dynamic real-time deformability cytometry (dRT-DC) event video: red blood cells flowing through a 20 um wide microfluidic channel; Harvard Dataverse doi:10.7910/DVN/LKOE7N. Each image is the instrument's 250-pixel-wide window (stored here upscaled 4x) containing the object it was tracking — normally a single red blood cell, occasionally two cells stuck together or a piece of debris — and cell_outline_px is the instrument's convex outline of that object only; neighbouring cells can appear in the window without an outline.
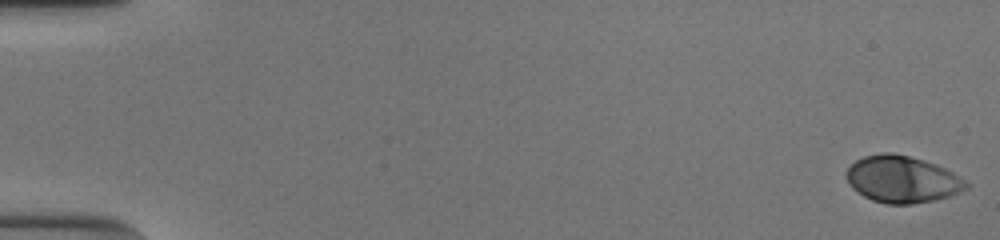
{"species": "human", "species_latin": "Homo sapiens", "temperature_condition": "cold", "stored_images_in_passage": 54, "camera_frame_rate_fps": 3000, "um_per_image_px": 0.085, "donor": {"sex": "male"}, "frame": {"image": 1, "passage_image": 1, "time_ms": 0.0, "image_size_px": [1000, 240], "cell_outline_px": [[968, 188], [960, 192], [936, 200], [912, 204], [888, 204], [872, 200], [864, 196], [852, 188], [844, 172], [856, 160], [864, 156], [884, 152], [892, 152], [924, 160], [936, 164], [952, 172], [964, 180], [968, 184]], "centroid_in_image_um": [76.67, 15.24], "position_along_channel_um": 8.3, "area_um2": 32.6}}
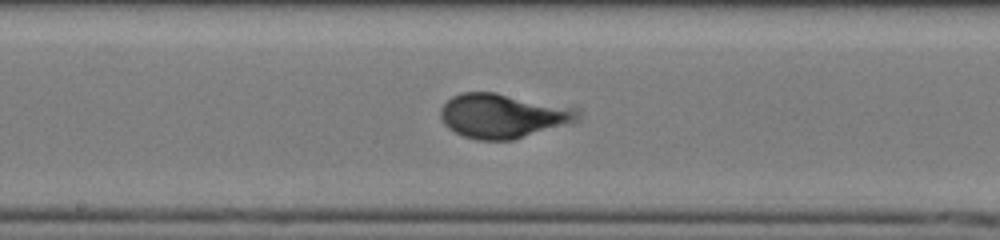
{"frame": {"image": 2, "passage_image": 30, "time_ms": 9.667, "image_size_px": [1000, 240], "cell_outline_px": [[576, 116], [572, 120], [512, 140], [476, 140], [464, 136], [448, 128], [444, 124], [440, 116], [440, 108], [452, 96], [464, 92], [496, 92], [576, 112]], "centroid_in_image_um": [42.44, 9.86], "position_along_channel_um": 205.8, "area_um2": 33.29}}
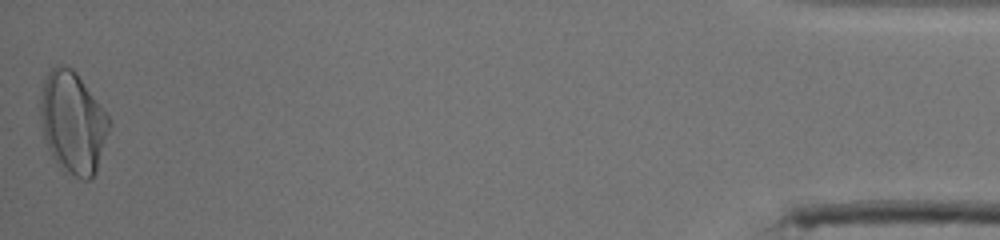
{"frame": {"image": 3, "passage_image": 54, "time_ms": 17.667, "image_size_px": [1000, 240], "cell_outline_px": [[112, 124], [96, 172], [88, 180], [84, 180], [64, 172], [56, 164], [48, 148], [44, 136], [40, 120], [40, 100], [44, 80], [48, 68], [56, 64], [64, 64], [72, 68], [76, 72], [112, 120]], "centroid_in_image_um": [6.19, 10.41], "position_along_channel_um": 429.0, "area_um2": 41.38}, "authors_computed_cell_mechanics": {"area_um2": 32.1657, "velocity_mm_per_s": 3.8344, "shape_relaxation_time_tau1_ms": 3.381, "shape_relaxation_time_tau2_ms": null, "deformation_change_tau1": 0.1761, "deformation_change_tau2": null}}